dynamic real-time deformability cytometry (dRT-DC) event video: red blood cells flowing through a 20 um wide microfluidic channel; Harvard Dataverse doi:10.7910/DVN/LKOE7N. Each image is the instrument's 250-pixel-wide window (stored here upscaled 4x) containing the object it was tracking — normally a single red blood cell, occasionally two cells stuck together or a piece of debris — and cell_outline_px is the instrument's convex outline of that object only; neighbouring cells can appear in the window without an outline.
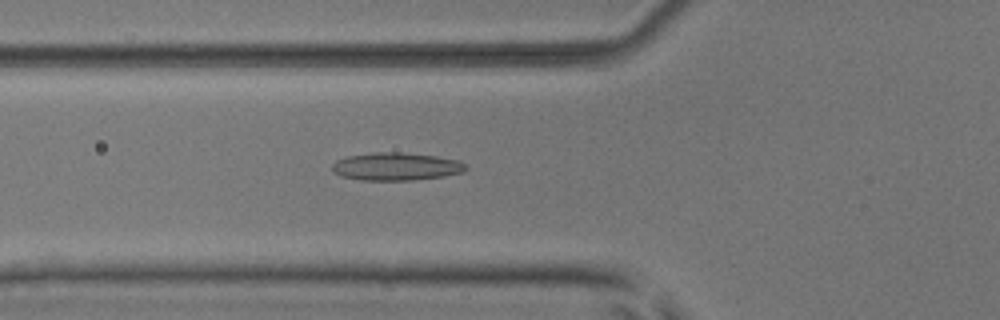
{"species": "common noctule bat (a hibernating species)", "species_latin": "Nyctalus noctula", "temperature_condition": "room temperature", "stored_images_in_passage": 53, "camera_frame_rate_fps": 3000, "um_per_image_px": 0.085, "animal": {"sex": "male", "body_mass_g": 17.9, "forearm_length_mm": 54.2}, "frame": {"image": 1, "passage_image": 20, "time_ms": 6.333, "image_size_px": [1000, 320], "cell_outline_px": [[468, 168], [464, 172], [444, 176], [412, 180], [360, 180], [340, 176], [332, 172], [332, 164], [336, 160], [348, 156], [376, 152], [400, 152], [436, 156], [460, 160]], "centroid_in_image_um": [33.66, 14.15], "position_along_channel_um": 92.1, "area_um2": 21.79}}
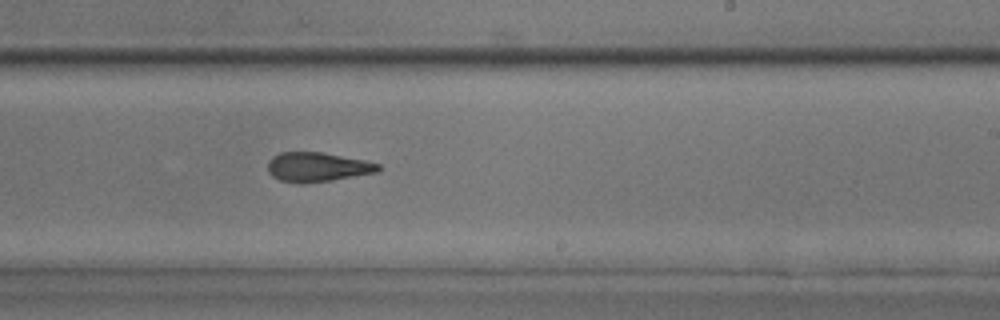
{"frame": {"image": 2, "passage_image": 33, "time_ms": 10.667, "image_size_px": [1000, 320], "cell_outline_px": [[380, 168], [376, 172], [332, 180], [304, 184], [300, 184], [280, 180], [272, 176], [268, 172], [268, 160], [272, 156], [280, 152], [320, 152], [364, 160], [380, 164]], "centroid_in_image_um": [26.92, 14.2], "position_along_channel_um": 262.1, "area_um2": 18.9}}
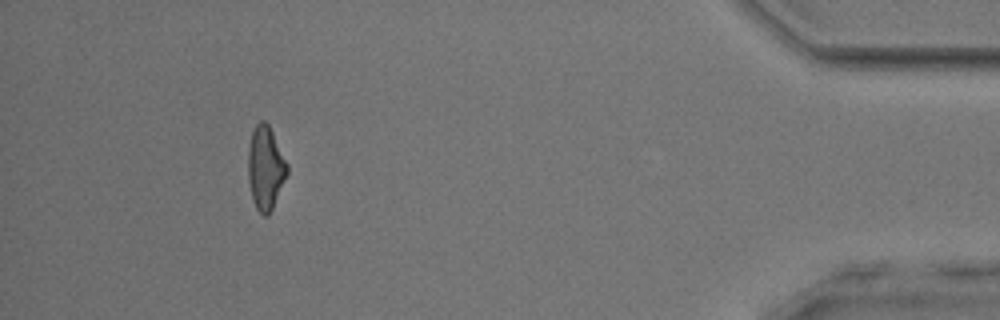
{"frame": {"image": 3, "passage_image": 49, "time_ms": 16.0, "image_size_px": [1000, 320], "cell_outline_px": [[288, 172], [272, 208], [268, 216], [264, 216], [256, 208], [252, 200], [248, 180], [248, 148], [252, 132], [256, 124], [260, 120], [264, 120], [268, 124], [288, 164]], "centroid_in_image_um": [22.55, 14.27], "position_along_channel_um": 412.6, "area_um2": 18.9}, "authors_computed_cell_mechanics": {"area_um2": 19.8254, "velocity_mm_per_s": 3.9328, "shape_relaxation_time_tau1_ms": 6.4477, "shape_relaxation_time_tau2_ms": 2.5606, "deformation_change_tau1": 0.1593, "deformation_change_tau2": 0.1172}}